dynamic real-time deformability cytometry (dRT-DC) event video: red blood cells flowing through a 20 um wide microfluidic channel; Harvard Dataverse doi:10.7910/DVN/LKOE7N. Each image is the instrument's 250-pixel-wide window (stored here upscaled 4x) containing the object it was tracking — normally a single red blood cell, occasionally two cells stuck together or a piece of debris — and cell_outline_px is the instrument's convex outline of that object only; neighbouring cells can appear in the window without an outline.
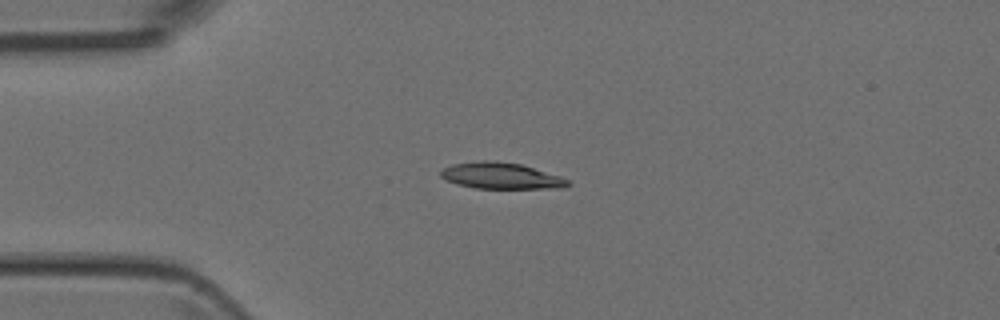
{"species": "Egyptian fruit bat (a non-hibernating species)", "species_latin": "Rousettus aegyptiacus", "temperature_condition": "room temperature", "stored_images_in_passage": 2, "camera_frame_rate_fps": 3000, "um_per_image_px": 0.085, "animal": {"sex": "female"}, "frame": {"image": 1, "passage_image": 1, "time_ms": 0.0, "image_size_px": [1000, 320], "cell_outline_px": [[572, 184], [568, 188], [476, 188], [456, 184], [440, 176], [440, 172], [444, 168], [452, 164], [480, 160], [488, 160], [520, 164], [560, 176], [568, 180]], "centroid_in_image_um": [42.61, 14.95], "position_along_channel_um": 42.4, "area_um2": 19.36}}
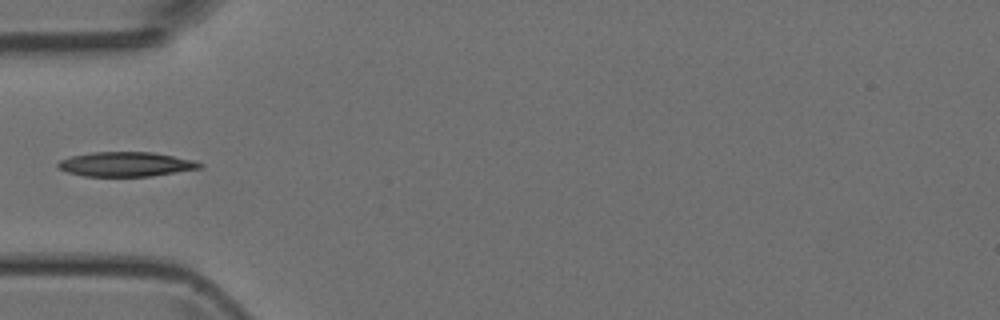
{"frame": {"image": 2, "passage_image": 2, "time_ms": 1.333, "image_size_px": [1000, 320], "cell_outline_px": [[204, 164], [200, 168], [152, 176], [84, 176], [68, 172], [60, 168], [56, 164], [60, 160], [72, 156], [92, 152], [152, 152], [196, 160]], "centroid_in_image_um": [10.73, 13.95], "position_along_channel_um": 74.3, "area_um2": 20.17}}